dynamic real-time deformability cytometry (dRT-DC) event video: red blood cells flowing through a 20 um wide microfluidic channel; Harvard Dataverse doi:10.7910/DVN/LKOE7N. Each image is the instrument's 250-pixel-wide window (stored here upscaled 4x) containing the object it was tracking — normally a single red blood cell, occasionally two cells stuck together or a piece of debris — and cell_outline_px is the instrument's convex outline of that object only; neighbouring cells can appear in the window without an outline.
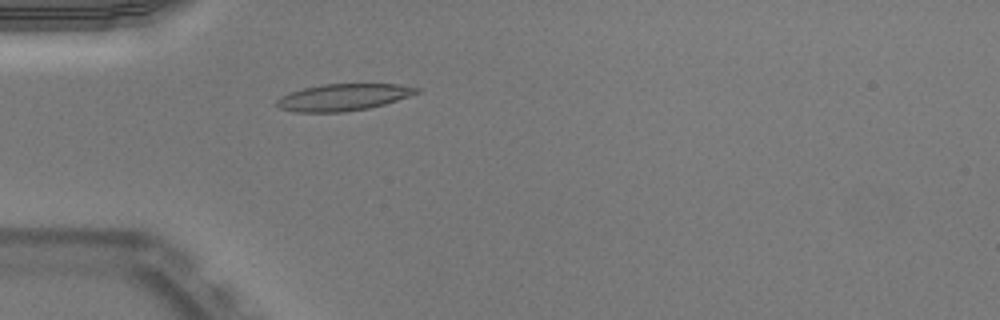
{"species": "Egyptian fruit bat (a non-hibernating species)", "species_latin": "Rousettus aegyptiacus", "temperature_condition": "warm", "stored_images_in_passage": 42, "camera_frame_rate_fps": 3000, "um_per_image_px": 0.085, "animal": {"sex": "male"}, "frame": {"image": 1, "passage_image": 6, "time_ms": 1.667, "image_size_px": [1000, 320], "cell_outline_px": [[420, 92], [384, 104], [368, 108], [344, 112], [296, 112], [280, 108], [276, 104], [276, 100], [280, 96], [288, 92], [304, 88], [324, 84], [400, 84], [420, 88]], "centroid_in_image_um": [29.15, 8.26], "position_along_channel_um": 55.8, "area_um2": 21.79}}
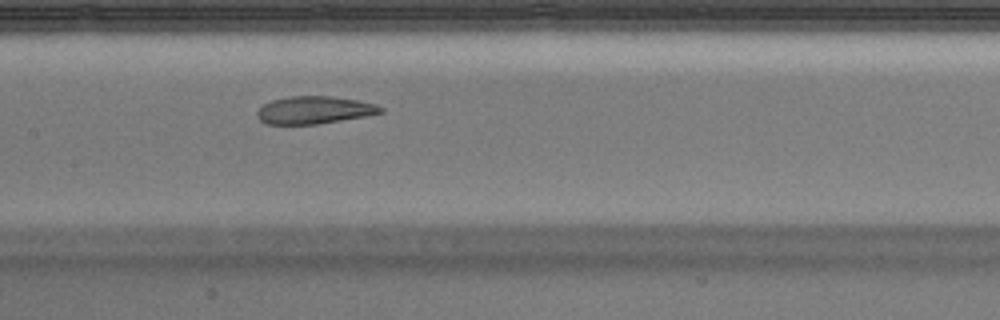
{"frame": {"image": 2, "passage_image": 16, "time_ms": 5.0, "image_size_px": [1000, 320], "cell_outline_px": [[384, 112], [368, 116], [316, 124], [264, 124], [260, 120], [256, 112], [264, 104], [272, 100], [292, 96], [332, 96], [360, 100], [376, 104], [384, 108]], "centroid_in_image_um": [26.76, 9.35], "position_along_channel_um": 180.6, "area_um2": 19.94}}
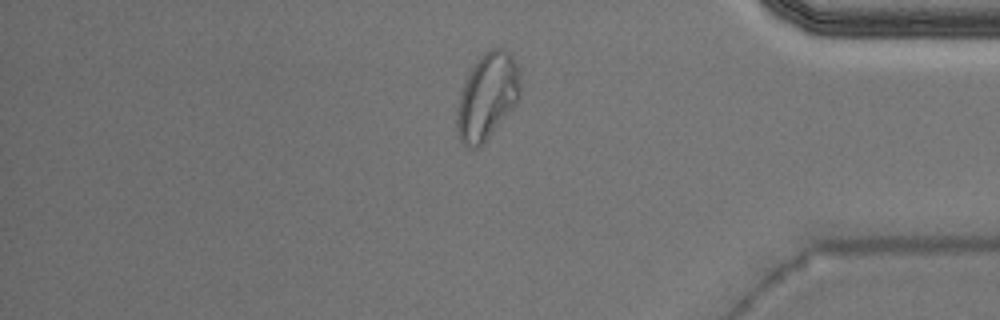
{"frame": {"image": 3, "passage_image": 34, "time_ms": 11.0, "image_size_px": [1000, 320], "cell_outline_px": [[520, 96], [516, 104], [488, 136], [476, 148], [468, 148], [460, 140], [456, 128], [456, 112], [464, 84], [472, 68], [480, 56], [488, 48], [504, 48], [512, 56], [516, 64], [520, 84]], "centroid_in_image_um": [41.41, 8.18], "position_along_channel_um": 393.8, "area_um2": 31.15}, "authors_computed_cell_mechanics": {"area_um2": 21.8773, "velocity_mm_per_s": 3.9423, "shape_relaxation_time_tau1_ms": null, "shape_relaxation_time_tau2_ms": 1.2994, "deformation_change_tau1": null, "deformation_change_tau2": 0.0827}}